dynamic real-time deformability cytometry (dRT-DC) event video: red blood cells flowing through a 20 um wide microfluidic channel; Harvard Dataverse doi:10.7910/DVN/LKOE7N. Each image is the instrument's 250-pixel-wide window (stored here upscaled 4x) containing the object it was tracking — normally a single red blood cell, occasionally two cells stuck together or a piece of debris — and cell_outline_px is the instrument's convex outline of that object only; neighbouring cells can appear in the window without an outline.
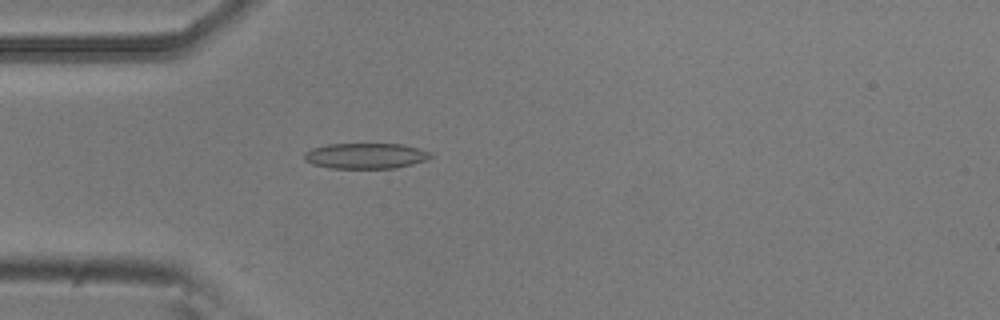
{"species": "common noctule bat (a hibernating species)", "species_latin": "Nyctalus noctula", "temperature_condition": "room temperature", "stored_images_in_passage": 53, "camera_frame_rate_fps": 3000, "um_per_image_px": 0.085, "animal": {"sex": "male", "body_mass_g": 20.5, "forearm_length_mm": 52.5}, "frame": {"image": 1, "passage_image": 15, "time_ms": 4.667, "image_size_px": [1000, 320], "cell_outline_px": [[436, 156], [428, 160], [396, 168], [328, 168], [312, 164], [304, 160], [304, 152], [312, 148], [328, 144], [400, 144], [432, 152]], "centroid_in_image_um": [31.1, 13.25], "position_along_channel_um": 53.9, "area_um2": 19.02}}
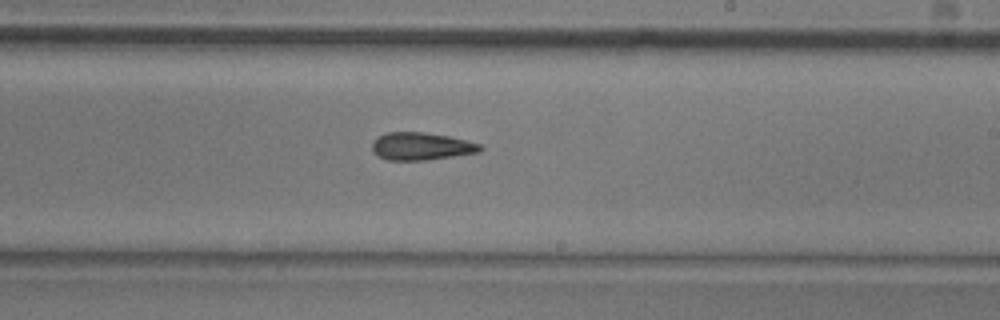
{"frame": {"image": 2, "passage_image": 31, "time_ms": 10.0, "image_size_px": [1000, 320], "cell_outline_px": [[484, 148], [480, 152], [428, 160], [388, 160], [376, 156], [372, 152], [372, 144], [380, 136], [388, 132], [424, 132], [448, 136], [480, 144]], "centroid_in_image_um": [35.8, 12.45], "position_along_channel_um": 253.2, "area_um2": 17.34}}
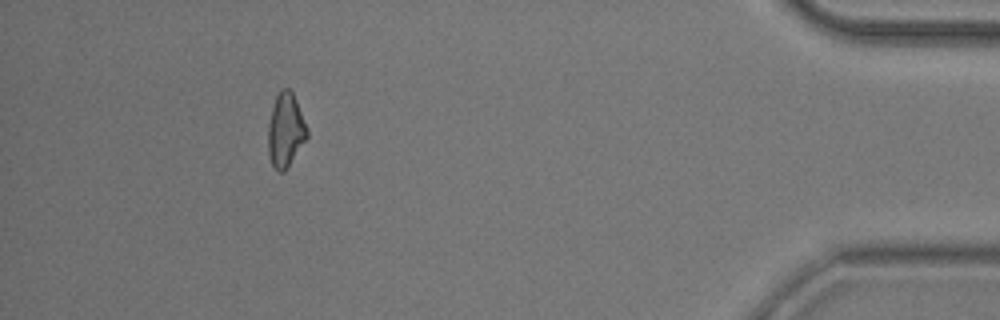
{"frame": {"image": 3, "passage_image": 48, "time_ms": 15.667, "image_size_px": [1000, 320], "cell_outline_px": [[308, 136], [284, 172], [276, 172], [272, 164], [268, 152], [268, 124], [272, 108], [276, 96], [280, 88], [288, 88], [292, 92], [296, 100], [308, 128]], "centroid_in_image_um": [24.27, 11.06], "position_along_channel_um": 410.9, "area_um2": 16.76}, "authors_computed_cell_mechanics": {"area_um2": 17.5134, "velocity_mm_per_s": 3.8412, "shape_relaxation_time_tau1_ms": 7.0438, "shape_relaxation_time_tau2_ms": 4.8912, "deformation_change_tau1": 0.1515, "deformation_change_tau2": 0.1488}}